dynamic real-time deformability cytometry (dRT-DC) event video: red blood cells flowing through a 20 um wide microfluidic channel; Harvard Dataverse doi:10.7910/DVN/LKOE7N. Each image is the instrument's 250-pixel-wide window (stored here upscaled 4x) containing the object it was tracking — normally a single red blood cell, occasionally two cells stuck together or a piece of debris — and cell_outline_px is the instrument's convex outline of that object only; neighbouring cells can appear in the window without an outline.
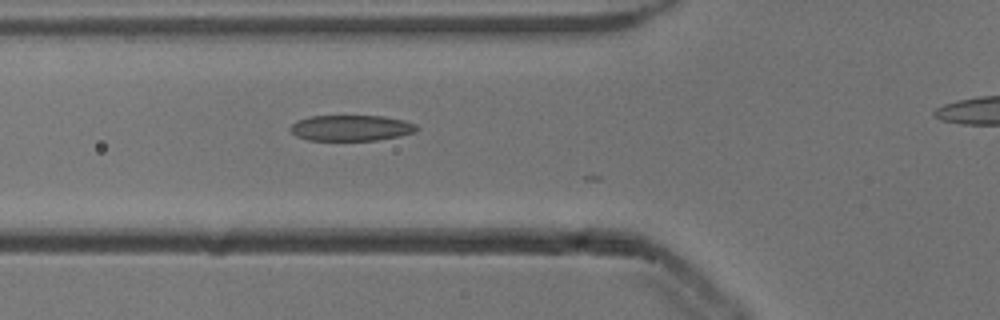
{"species": "common noctule bat (a hibernating species)", "species_latin": "Nyctalus noctula", "temperature_condition": "cold", "stored_images_in_passage": 8, "camera_frame_rate_fps": 3000, "um_per_image_px": 0.085, "animal": {"sex": "male", "body_mass_g": 13.3}, "frame": {"image": 1, "passage_image": 2, "time_ms": 0.333, "image_size_px": [1000, 320], "cell_outline_px": [[420, 128], [416, 132], [400, 136], [376, 140], [308, 140], [296, 136], [288, 128], [296, 120], [312, 116], [384, 116], [404, 120], [416, 124]], "centroid_in_image_um": [29.86, 10.87], "position_along_channel_um": 95.9, "area_um2": 19.13}}
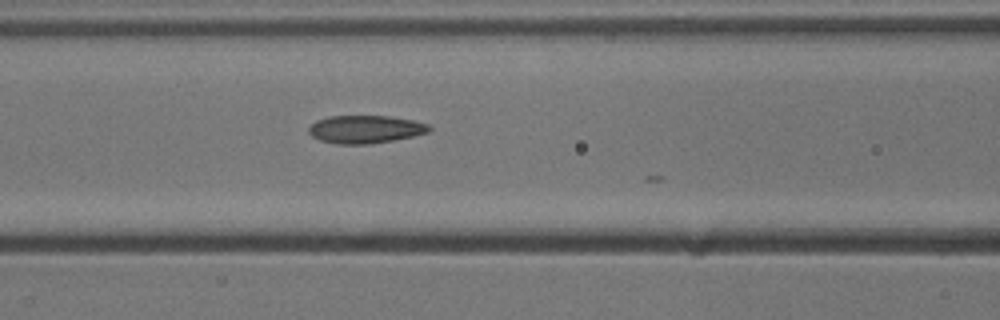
{"frame": {"image": 2, "passage_image": 5, "time_ms": 1.333, "image_size_px": [1000, 320], "cell_outline_px": [[432, 128], [428, 132], [412, 136], [392, 140], [368, 144], [336, 144], [320, 140], [312, 136], [308, 132], [308, 128], [316, 120], [328, 116], [392, 116], [412, 120], [428, 124]], "centroid_in_image_um": [31.03, 10.98], "position_along_channel_um": 135.6, "area_um2": 19.54}}